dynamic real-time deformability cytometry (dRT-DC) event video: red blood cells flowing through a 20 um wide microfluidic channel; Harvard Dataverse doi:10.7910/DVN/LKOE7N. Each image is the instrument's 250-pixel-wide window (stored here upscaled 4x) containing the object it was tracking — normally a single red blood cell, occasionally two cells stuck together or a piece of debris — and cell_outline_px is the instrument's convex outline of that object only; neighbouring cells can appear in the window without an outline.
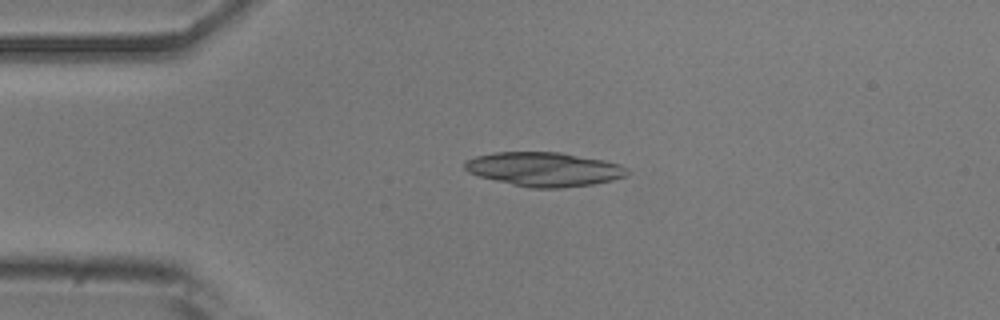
{"species": "common noctule bat (a hibernating species)", "species_latin": "Nyctalus noctula", "temperature_condition": "room temperature", "stored_images_in_passage": 4, "camera_frame_rate_fps": 3000, "um_per_image_px": 0.085, "animal": {"sex": "male", "body_mass_g": 20.5, "forearm_length_mm": 52.5}, "frame": {"image": 1, "passage_image": 3, "time_ms": 0.667, "image_size_px": [1000, 320], "cell_outline_px": [[632, 172], [628, 176], [612, 180], [592, 184], [564, 188], [532, 188], [512, 184], [480, 176], [468, 172], [464, 168], [464, 164], [468, 160], [476, 156], [496, 152], [560, 152], [604, 160], [620, 164], [628, 168]], "centroid_in_image_um": [46.32, 14.38], "position_along_channel_um": 38.7, "area_um2": 32.31}}